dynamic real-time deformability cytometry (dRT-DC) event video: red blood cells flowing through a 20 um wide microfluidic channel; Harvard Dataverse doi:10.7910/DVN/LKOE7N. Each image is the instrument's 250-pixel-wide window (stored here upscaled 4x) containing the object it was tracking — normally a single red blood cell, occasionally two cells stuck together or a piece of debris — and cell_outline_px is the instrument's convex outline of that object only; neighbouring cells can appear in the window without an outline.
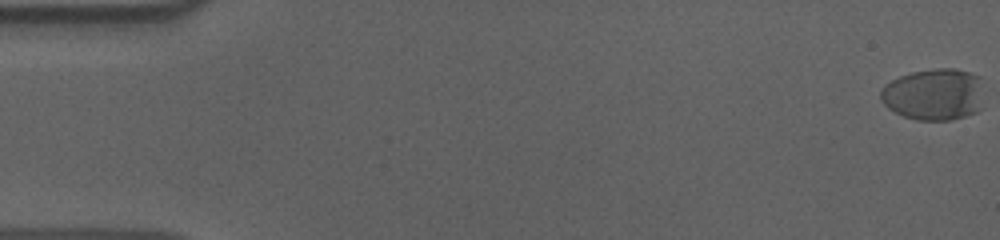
{"species": "human", "species_latin": "Homo sapiens", "temperature_condition": "cold", "stored_images_in_passage": 58, "camera_frame_rate_fps": 3000, "um_per_image_px": 0.085, "donor": {"sex": "male"}, "frame": {"image": 1, "passage_image": 1, "time_ms": 0.0, "image_size_px": [1000, 240], "cell_outline_px": [[980, 108], [976, 112], [952, 120], [916, 120], [904, 116], [888, 108], [880, 100], [880, 92], [892, 80], [900, 76], [912, 72], [936, 68], [952, 68], [968, 72], [980, 76]], "centroid_in_image_um": [79.36, 8.03], "position_along_channel_um": 5.6, "area_um2": 30.81}}
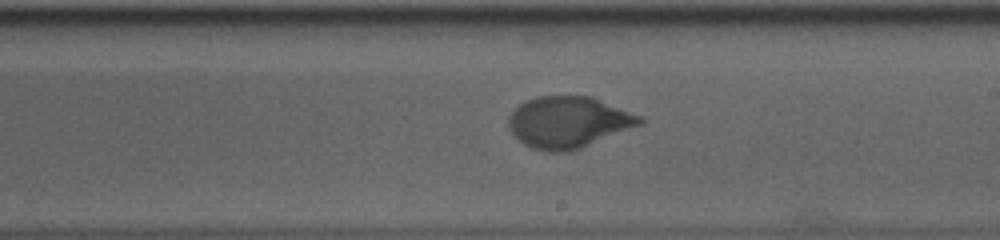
{"frame": {"image": 2, "passage_image": 34, "time_ms": 11.0, "image_size_px": [1000, 240], "cell_outline_px": [[644, 124], [580, 148], [568, 152], [548, 152], [532, 148], [524, 144], [512, 132], [508, 124], [508, 116], [524, 100], [536, 96], [592, 96], [644, 116]], "centroid_in_image_um": [48.36, 10.37], "position_along_channel_um": 240.6, "area_um2": 39.65}}
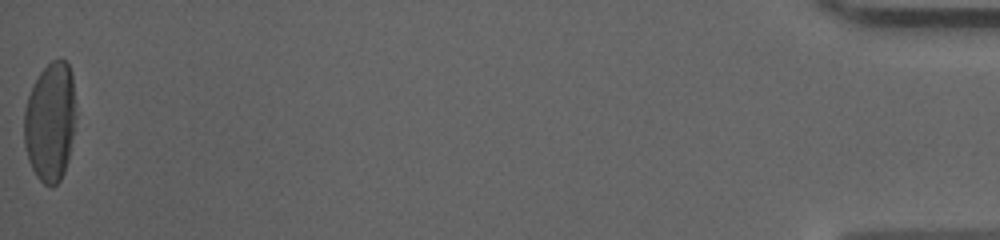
{"frame": {"image": 3, "passage_image": 58, "time_ms": 19.0, "image_size_px": [1000, 240], "cell_outline_px": [[72, 136], [68, 160], [64, 172], [60, 180], [52, 188], [44, 184], [36, 176], [28, 160], [24, 144], [24, 108], [28, 96], [40, 72], [52, 60], [60, 56], [68, 64], [72, 72]], "centroid_in_image_um": [4.22, 10.38], "position_along_channel_um": 431.0, "area_um2": 35.32}, "authors_computed_cell_mechanics": {"area_um2": 36.7319, "velocity_mm_per_s": 3.62, "shape_relaxation_time_tau1_ms": 5.536, "shape_relaxation_time_tau2_ms": null, "deformation_change_tau1": 0.2137, "deformation_change_tau2": null}}